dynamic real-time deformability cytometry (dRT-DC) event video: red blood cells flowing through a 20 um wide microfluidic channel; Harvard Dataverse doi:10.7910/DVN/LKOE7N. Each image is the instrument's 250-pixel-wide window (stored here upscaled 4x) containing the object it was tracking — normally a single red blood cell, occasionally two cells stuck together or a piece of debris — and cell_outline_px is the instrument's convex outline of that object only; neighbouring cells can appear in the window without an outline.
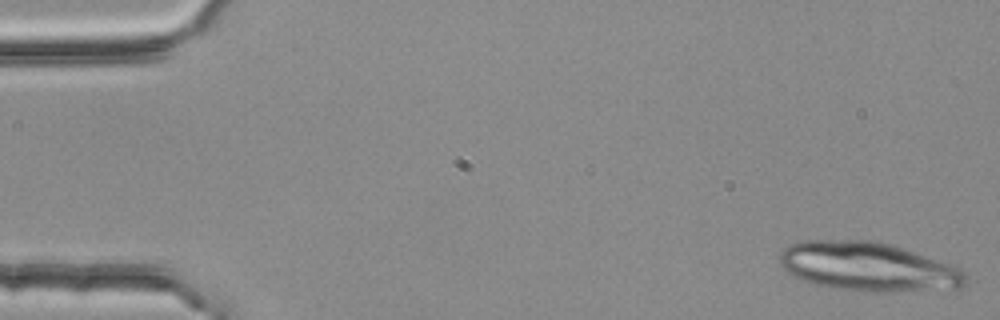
{"species": "common noctule bat (a hibernating species)", "species_latin": "Nyctalus noctula", "temperature_condition": "room temperature", "stored_images_in_passage": 52, "segment_of_instrument_passage": [1, 2], "camera_frame_rate_fps": 3000, "um_per_image_px": 0.085, "animal": {"sex": "female", "body_mass_g": 25.1}, "frame": {"image": 1, "passage_image": 1, "time_ms": 0.0, "image_size_px": [1000, 320], "cell_outline_px": [[968, 276], [964, 288], [892, 292], [864, 292], [832, 288], [800, 280], [792, 276], [780, 268], [780, 252], [784, 248], [800, 240], [876, 240], [892, 244], [904, 248], [948, 264], [964, 272]], "centroid_in_image_um": [73.75, 22.68], "position_along_channel_um": 11.3, "area_um2": 53.64}}